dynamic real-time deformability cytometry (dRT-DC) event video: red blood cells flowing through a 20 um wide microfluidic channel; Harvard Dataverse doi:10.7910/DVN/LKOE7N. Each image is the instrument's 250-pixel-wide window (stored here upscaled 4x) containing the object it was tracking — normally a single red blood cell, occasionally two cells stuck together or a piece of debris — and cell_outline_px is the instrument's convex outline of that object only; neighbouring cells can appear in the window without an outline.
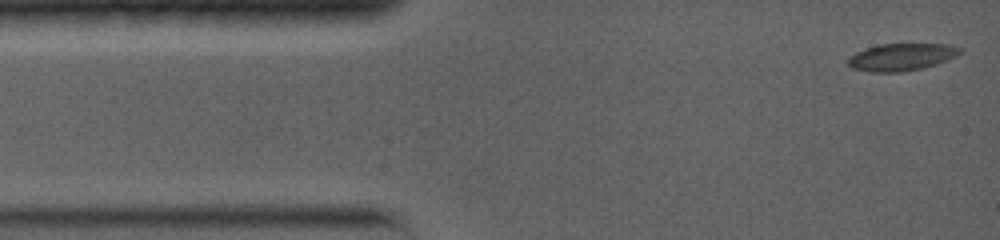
{"species": "common noctule bat (a hibernating species)", "species_latin": "Nyctalus noctula", "temperature_condition": "warm", "stored_images_in_passage": 57, "camera_frame_rate_fps": 5000, "um_per_image_px": 0.085, "animal": {"sex": "female", "body_mass_g": 19.0, "forearm_length_mm": 56.7}, "frame": {"image": 1, "passage_image": 1, "time_ms": 0.0, "image_size_px": [1000, 240], "cell_outline_px": [[960, 52], [956, 56], [948, 60], [924, 68], [900, 72], [872, 72], [852, 68], [848, 64], [848, 56], [856, 52], [880, 44], [948, 44], [960, 48]], "centroid_in_image_um": [76.61, 4.85], "position_along_channel_um": 8.4, "area_um2": 17.69}}
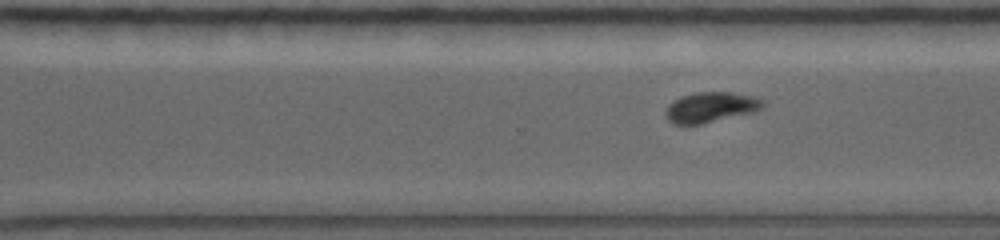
{"frame": {"image": 2, "passage_image": 27, "time_ms": 9.4, "image_size_px": [1000, 240], "cell_outline_px": [[764, 108], [756, 112], [700, 124], [672, 124], [664, 116], [664, 112], [668, 104], [684, 96], [696, 92], [732, 92], [752, 96], [764, 100]], "centroid_in_image_um": [60.43, 9.12], "position_along_channel_um": 310.2, "area_um2": 17.28}}
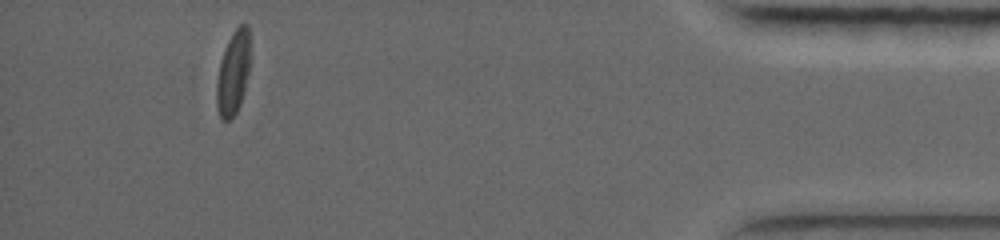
{"frame": {"image": 3, "passage_image": 50, "time_ms": 13.8, "image_size_px": [1000, 240], "cell_outline_px": [[248, 72], [244, 92], [240, 104], [236, 112], [228, 120], [220, 120], [216, 100], [216, 84], [220, 60], [224, 48], [232, 32], [240, 24], [248, 24]], "centroid_in_image_um": [19.78, 6.21], "position_along_channel_um": 415.4, "area_um2": 16.18}, "authors_computed_cell_mechanics": {"area_um2": 17.1666, "velocity_mm_per_s": 3.9652, "shape_relaxation_time_tau1_ms": 2.4443, "shape_relaxation_time_tau2_ms": 4.861, "deformation_change_tau1": 0.1274, "deformation_change_tau2": 0.071}}